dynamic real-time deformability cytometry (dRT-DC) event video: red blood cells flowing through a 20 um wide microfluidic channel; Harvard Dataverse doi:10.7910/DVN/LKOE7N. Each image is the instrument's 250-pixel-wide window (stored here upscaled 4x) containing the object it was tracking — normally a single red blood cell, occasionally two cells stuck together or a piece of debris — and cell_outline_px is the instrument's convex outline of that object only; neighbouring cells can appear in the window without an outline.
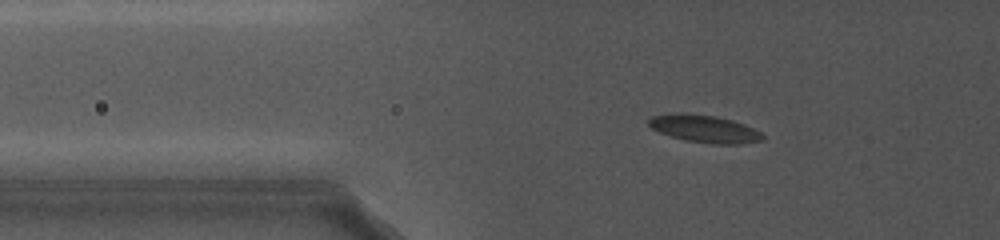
{"species": "common noctule bat (a hibernating species)", "species_latin": "Nyctalus noctula", "temperature_condition": "cold", "stored_images_in_passage": 11, "camera_frame_rate_fps": 5000, "um_per_image_px": 0.085, "animal": {"sex": "female", "body_mass_g": 19.0, "forearm_length_mm": 56.7}, "frame": {"image": 1, "passage_image": 10, "time_ms": 3.0, "image_size_px": [1000, 240], "cell_outline_px": [[764, 140], [744, 144], [712, 144], [684, 140], [660, 132], [652, 128], [648, 124], [648, 120], [652, 116], [712, 116], [732, 120], [744, 124], [760, 132], [764, 136]], "centroid_in_image_um": [59.99, 11.02], "position_along_channel_um": 65.8, "area_um2": 17.28}}